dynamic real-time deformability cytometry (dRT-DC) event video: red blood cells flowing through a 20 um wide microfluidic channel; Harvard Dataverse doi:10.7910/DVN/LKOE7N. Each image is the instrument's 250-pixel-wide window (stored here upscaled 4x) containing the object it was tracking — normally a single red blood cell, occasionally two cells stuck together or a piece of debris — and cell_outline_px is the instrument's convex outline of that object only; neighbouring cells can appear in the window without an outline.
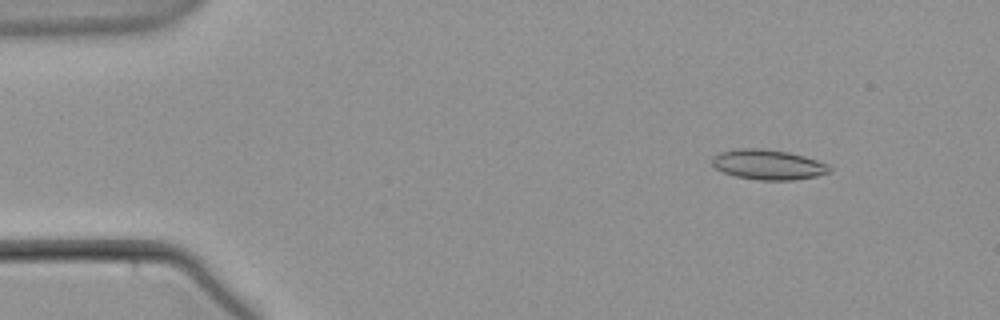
{"species": "common noctule bat (a hibernating species)", "species_latin": "Nyctalus noctula", "temperature_condition": "warm", "stored_images_in_passage": 56, "camera_frame_rate_fps": 3000, "um_per_image_px": 0.085, "animal": {"sex": "male", "body_mass_g": 21.5, "forearm_length_mm": 52.0}, "frame": {"image": 1, "passage_image": 7, "time_ms": 2.0, "image_size_px": [1000, 320], "cell_outline_px": [[832, 172], [816, 176], [792, 180], [760, 180], [736, 176], [724, 172], [716, 168], [712, 164], [712, 156], [720, 152], [740, 148], [756, 148], [788, 152], [804, 156], [828, 164], [832, 168]], "centroid_in_image_um": [65.31, 13.99], "position_along_channel_um": 19.7, "area_um2": 20.46}}
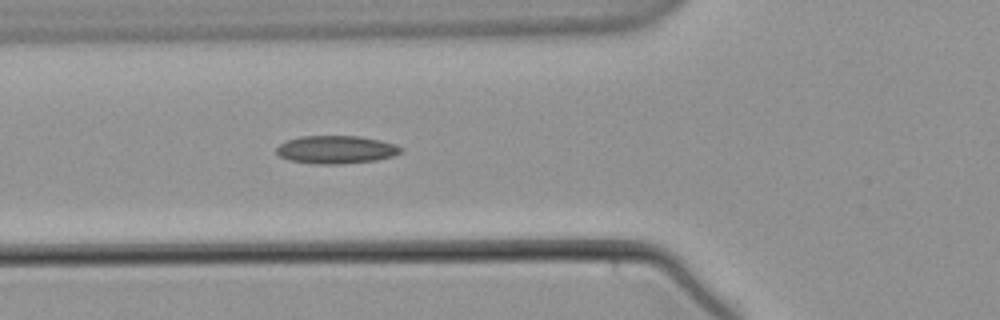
{"frame": {"image": 2, "passage_image": 21, "time_ms": 6.667, "image_size_px": [1000, 320], "cell_outline_px": [[404, 148], [400, 152], [392, 156], [376, 160], [340, 164], [312, 164], [288, 160], [280, 156], [276, 152], [276, 148], [280, 144], [288, 140], [300, 136], [360, 136], [380, 140], [396, 144]], "centroid_in_image_um": [28.56, 12.72], "position_along_channel_um": 97.2, "area_um2": 20.35}}
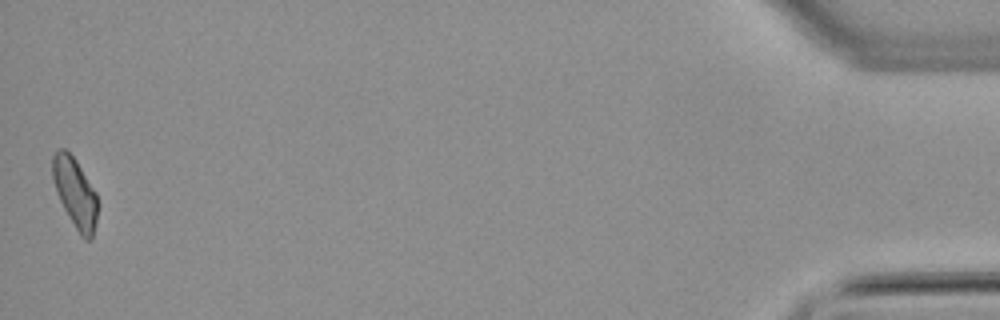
{"frame": {"image": 3, "passage_image": 56, "time_ms": 18.333, "image_size_px": [1000, 320], "cell_outline_px": [[100, 204], [92, 240], [84, 240], [80, 236], [64, 208], [60, 200], [52, 176], [52, 156], [56, 148], [64, 148], [76, 160], [96, 192]], "centroid_in_image_um": [6.42, 16.4], "position_along_channel_um": 428.8, "area_um2": 18.55}}